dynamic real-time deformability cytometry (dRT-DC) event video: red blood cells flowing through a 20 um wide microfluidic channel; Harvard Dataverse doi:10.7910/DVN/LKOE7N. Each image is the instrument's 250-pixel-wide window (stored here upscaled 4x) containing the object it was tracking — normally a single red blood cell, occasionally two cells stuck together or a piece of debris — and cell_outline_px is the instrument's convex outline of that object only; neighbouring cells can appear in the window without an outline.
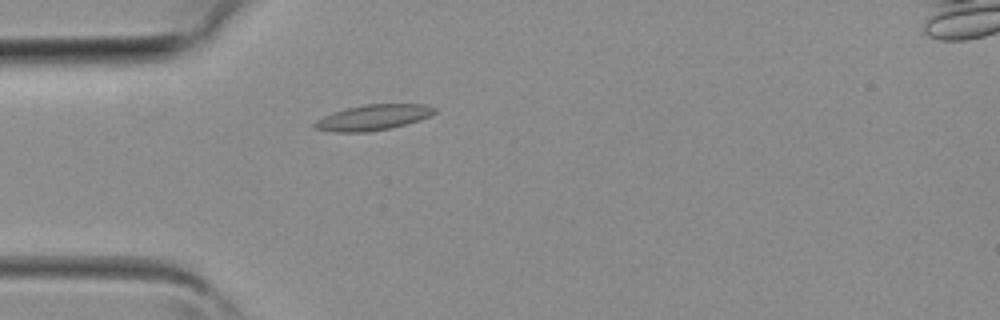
{"species": "common noctule bat (a hibernating species)", "species_latin": "Nyctalus noctula", "temperature_condition": "room temperature", "stored_images_in_passage": 1, "camera_frame_rate_fps": 3000, "um_per_image_px": 0.085, "animal": {"sex": "female", "body_mass_g": 19.3, "forearm_length_mm": 54.1}, "frame": {"image": 1, "passage_image": 1, "time_ms": 0.0, "image_size_px": [1000, 320], "cell_outline_px": [[436, 112], [420, 120], [388, 128], [368, 132], [336, 132], [312, 128], [312, 124], [316, 120], [332, 112], [364, 104], [424, 104], [436, 108]], "centroid_in_image_um": [31.67, 9.98], "position_along_channel_um": 53.3, "area_um2": 17.74}}